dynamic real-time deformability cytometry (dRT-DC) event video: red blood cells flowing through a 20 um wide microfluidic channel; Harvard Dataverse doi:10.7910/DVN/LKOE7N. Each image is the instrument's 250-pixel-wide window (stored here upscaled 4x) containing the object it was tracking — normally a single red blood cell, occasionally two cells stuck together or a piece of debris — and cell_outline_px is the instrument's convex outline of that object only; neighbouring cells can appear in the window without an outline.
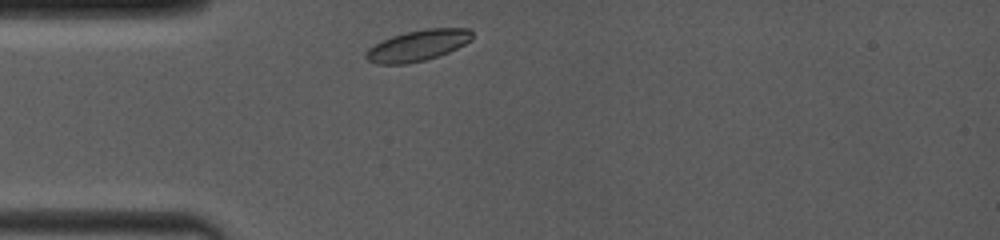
{"species": "common noctule bat (a hibernating species)", "species_latin": "Nyctalus noctula", "temperature_condition": "room temperature", "stored_images_in_passage": 30, "camera_frame_rate_fps": 4000, "um_per_image_px": 0.085, "animal": {"sex": "female", "body_mass_g": 19.0, "forearm_length_mm": 53.3}, "frame": {"image": 1, "passage_image": 2, "time_ms": 0.25, "image_size_px": [1000, 240], "cell_outline_px": [[472, 40], [448, 52], [424, 60], [408, 64], [376, 64], [368, 60], [364, 56], [368, 48], [392, 36], [404, 32], [428, 28], [468, 28], [472, 32]], "centroid_in_image_um": [35.5, 3.86], "position_along_channel_um": 49.5, "area_um2": 19.02}}
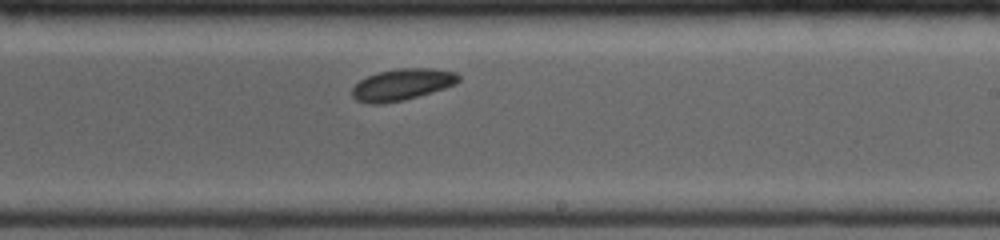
{"frame": {"image": 2, "passage_image": 18, "time_ms": 5.75, "image_size_px": [1000, 240], "cell_outline_px": [[460, 80], [456, 84], [432, 92], [404, 100], [384, 104], [368, 104], [356, 100], [352, 96], [352, 88], [360, 80], [368, 76], [380, 72], [396, 68], [432, 68], [456, 72], [460, 76]], "centroid_in_image_um": [34.18, 7.19], "position_along_channel_um": 254.8, "area_um2": 19.65}}
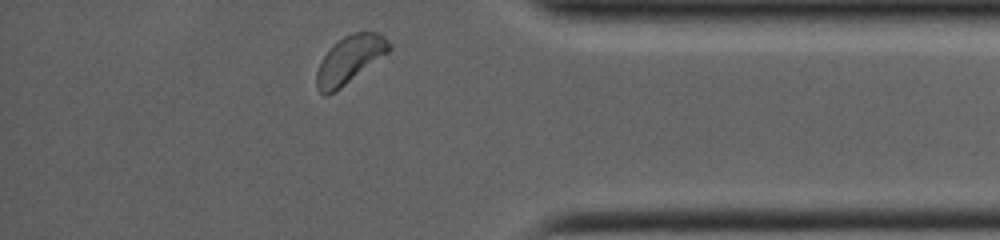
{"frame": {"image": 3, "passage_image": 30, "time_ms": 9.75, "image_size_px": [1000, 240], "cell_outline_px": [[392, 48], [388, 52], [340, 88], [328, 96], [324, 96], [316, 88], [316, 72], [324, 56], [332, 44], [344, 36], [352, 32], [376, 32], [384, 36], [392, 44]], "centroid_in_image_um": [29.71, 5.06], "position_along_channel_um": 405.5, "area_um2": 19.94}, "authors_computed_cell_mechanics": {"area_um2": 19.363, "velocity_mm_per_s": 3.964, "shape_relaxation_time_tau1_ms": 0.807, "shape_relaxation_time_tau2_ms": null, "deformation_change_tau1": 0.0367, "deformation_change_tau2": null}}